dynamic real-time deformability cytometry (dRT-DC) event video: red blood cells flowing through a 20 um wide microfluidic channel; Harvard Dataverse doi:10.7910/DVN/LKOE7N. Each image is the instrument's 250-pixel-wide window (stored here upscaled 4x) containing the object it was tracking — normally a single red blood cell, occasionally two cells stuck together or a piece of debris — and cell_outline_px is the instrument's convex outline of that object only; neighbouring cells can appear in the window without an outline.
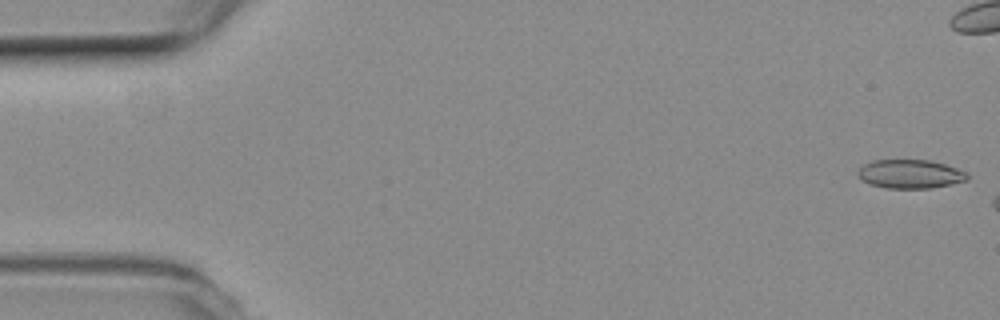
{"species": "common noctule bat (a hibernating species)", "species_latin": "Nyctalus noctula", "temperature_condition": "room temperature", "stored_images_in_passage": 7, "camera_frame_rate_fps": 3000, "um_per_image_px": 0.085, "animal": {"sex": "female", "body_mass_g": 19.3, "forearm_length_mm": 54.1}, "frame": {"image": 1, "passage_image": 1, "time_ms": 0.0, "image_size_px": [1000, 320], "cell_outline_px": [[968, 180], [952, 184], [932, 188], [884, 188], [872, 184], [864, 180], [856, 172], [864, 164], [872, 160], [928, 160], [944, 164], [968, 172]], "centroid_in_image_um": [77.4, 14.79], "position_along_channel_um": 7.6, "area_um2": 18.26}}